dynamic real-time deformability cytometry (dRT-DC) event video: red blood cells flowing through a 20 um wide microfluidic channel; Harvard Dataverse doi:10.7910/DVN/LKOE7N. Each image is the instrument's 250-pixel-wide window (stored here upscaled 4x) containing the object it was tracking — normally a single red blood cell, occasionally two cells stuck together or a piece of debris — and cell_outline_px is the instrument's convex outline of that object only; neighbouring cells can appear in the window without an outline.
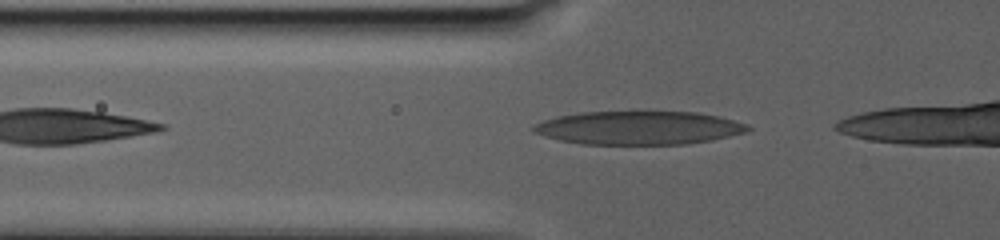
{"species": "human", "species_latin": "Homo sapiens", "temperature_condition": "warm", "stored_images_in_passage": 24, "segment_of_instrument_passage": [1, 2], "camera_frame_rate_fps": 3000, "um_per_image_px": 0.085, "donor": {"sex": "male"}, "frame": {"image": 1, "passage_image": 3, "time_ms": 0.667, "image_size_px": [1000, 240], "cell_outline_px": [[752, 128], [748, 132], [712, 140], [684, 144], [580, 144], [560, 140], [544, 136], [532, 132], [532, 124], [556, 116], [580, 112], [632, 108], [696, 112], [720, 116], [748, 124]], "centroid_in_image_um": [54.28, 10.81], "position_along_channel_um": 71.5, "area_um2": 43.7}}
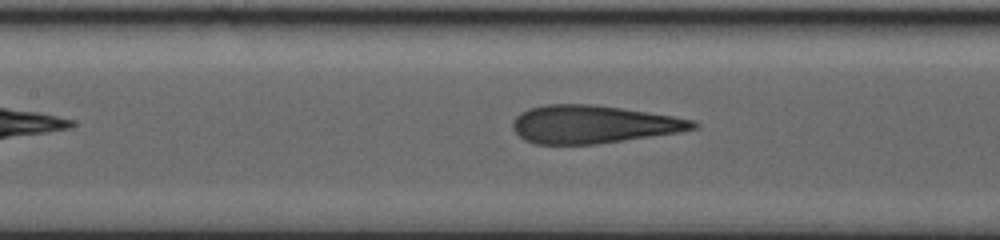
{"frame": {"image": 2, "passage_image": 12, "time_ms": 4.333, "image_size_px": [1000, 240], "cell_outline_px": [[700, 124], [696, 128], [676, 132], [596, 144], [536, 144], [524, 140], [512, 128], [512, 120], [520, 112], [528, 108], [544, 104], [592, 104], [620, 108], [672, 116], [696, 120]], "centroid_in_image_um": [50.36, 10.56], "position_along_channel_um": 157.0, "area_um2": 39.65}}
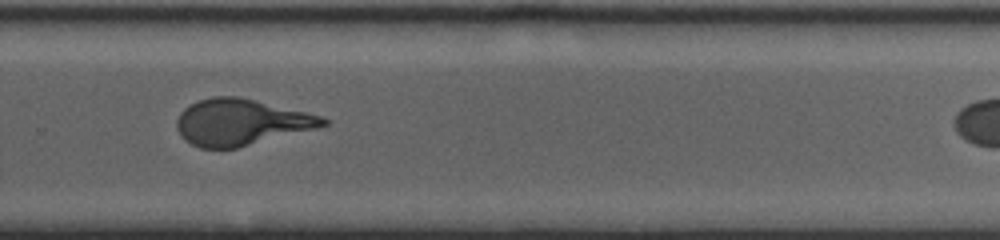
{"frame": {"image": 3, "passage_image": 21, "time_ms": 10.667, "image_size_px": [1000, 240], "cell_outline_px": [[328, 124], [316, 128], [236, 148], [200, 148], [184, 140], [176, 128], [176, 120], [180, 112], [184, 108], [200, 100], [212, 96], [236, 96], [304, 112], [320, 116], [328, 120]], "centroid_in_image_um": [20.42, 10.39], "position_along_channel_um": 309.4, "area_um2": 38.78}}